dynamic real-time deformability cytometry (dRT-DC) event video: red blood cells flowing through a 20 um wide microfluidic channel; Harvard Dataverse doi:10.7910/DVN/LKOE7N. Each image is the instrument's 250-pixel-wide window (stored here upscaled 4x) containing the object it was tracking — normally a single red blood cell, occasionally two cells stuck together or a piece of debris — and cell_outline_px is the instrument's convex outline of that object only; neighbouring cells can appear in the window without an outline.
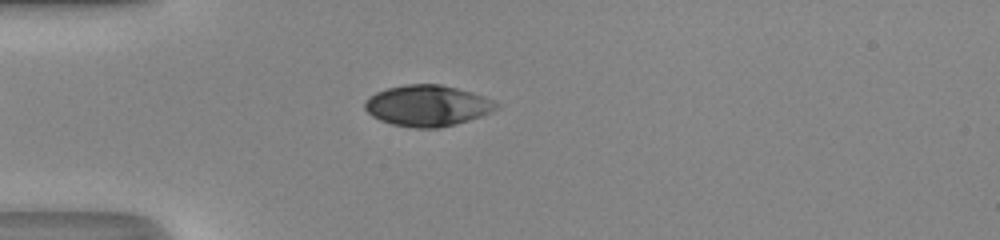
{"species": "human", "species_latin": "Homo sapiens", "temperature_condition": "room temperature", "stored_images_in_passage": 49, "camera_frame_rate_fps": 3000, "um_per_image_px": 0.085, "donor": {"sex": "male"}, "frame": {"image": 1, "passage_image": 15, "time_ms": 4.667, "image_size_px": [1000, 240], "cell_outline_px": [[500, 104], [496, 108], [480, 116], [456, 124], [440, 128], [416, 128], [392, 124], [380, 120], [372, 116], [364, 108], [364, 100], [376, 92], [388, 88], [408, 84], [440, 84], [472, 92], [484, 96]], "centroid_in_image_um": [36.3, 8.98], "position_along_channel_um": 48.7, "area_um2": 31.27}}
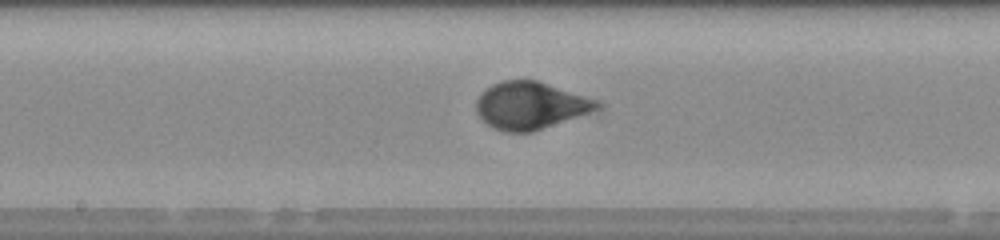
{"frame": {"image": 2, "passage_image": 27, "time_ms": 8.667, "image_size_px": [1000, 240], "cell_outline_px": [[600, 104], [596, 108], [588, 112], [532, 132], [504, 132], [492, 128], [476, 112], [476, 100], [492, 84], [504, 80], [536, 80], [600, 100]], "centroid_in_image_um": [45.06, 8.96], "position_along_channel_um": 203.1, "area_um2": 32.77}}
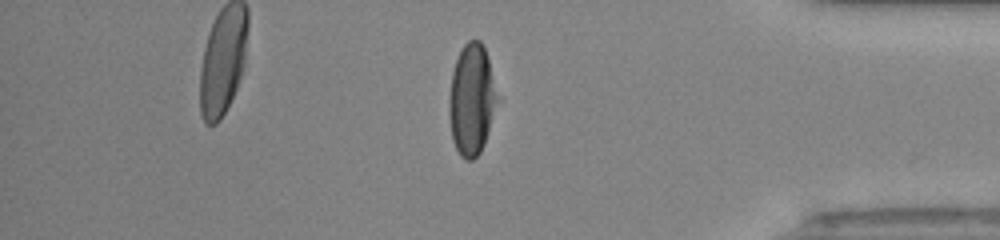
{"frame": {"image": 3, "passage_image": 42, "time_ms": 13.667, "image_size_px": [1000, 240], "cell_outline_px": [[496, 100], [484, 144], [480, 152], [472, 160], [468, 160], [460, 156], [452, 140], [448, 112], [448, 100], [452, 72], [456, 60], [464, 44], [468, 40], [480, 40], [484, 48], [488, 60], [496, 96]], "centroid_in_image_um": [40.03, 8.48], "position_along_channel_um": 395.2, "area_um2": 30.4}, "authors_computed_cell_mechanics": {"area_um2": 32.657, "velocity_mm_per_s": 4.333, "shape_relaxation_time_tau1_ms": 2.9562, "shape_relaxation_time_tau2_ms": null, "deformation_change_tau1": 0.1977, "deformation_change_tau2": null}}